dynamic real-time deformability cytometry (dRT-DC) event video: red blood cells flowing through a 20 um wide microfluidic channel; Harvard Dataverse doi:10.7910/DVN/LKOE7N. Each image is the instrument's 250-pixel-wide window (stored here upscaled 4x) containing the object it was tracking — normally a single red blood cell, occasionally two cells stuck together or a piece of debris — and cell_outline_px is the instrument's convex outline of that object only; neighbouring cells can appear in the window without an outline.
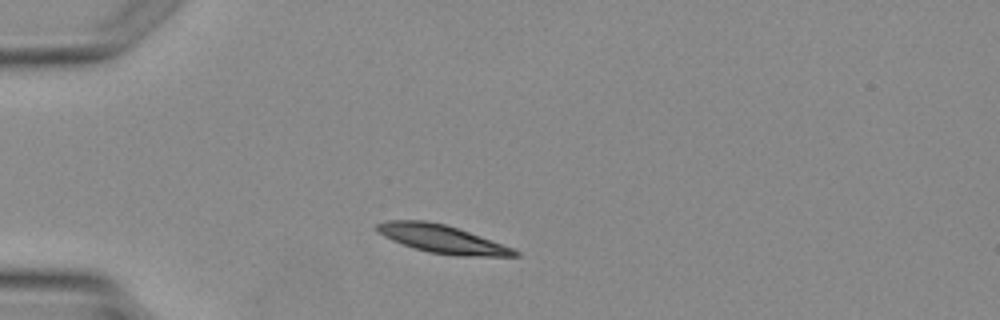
{"species": "Egyptian fruit bat (a non-hibernating species)", "species_latin": "Rousettus aegyptiacus", "temperature_condition": "warm", "stored_images_in_passage": 4, "camera_frame_rate_fps": 3000, "um_per_image_px": 0.085, "animal": {"sex": "female"}, "frame": {"image": 1, "passage_image": 4, "time_ms": 5.333, "image_size_px": [1000, 320], "cell_outline_px": [[520, 256], [460, 256], [428, 252], [392, 240], [376, 232], [376, 224], [388, 220], [424, 220], [444, 224], [468, 232], [512, 248], [520, 252]], "centroid_in_image_um": [37.54, 20.31], "position_along_channel_um": 47.5, "area_um2": 22.14}}